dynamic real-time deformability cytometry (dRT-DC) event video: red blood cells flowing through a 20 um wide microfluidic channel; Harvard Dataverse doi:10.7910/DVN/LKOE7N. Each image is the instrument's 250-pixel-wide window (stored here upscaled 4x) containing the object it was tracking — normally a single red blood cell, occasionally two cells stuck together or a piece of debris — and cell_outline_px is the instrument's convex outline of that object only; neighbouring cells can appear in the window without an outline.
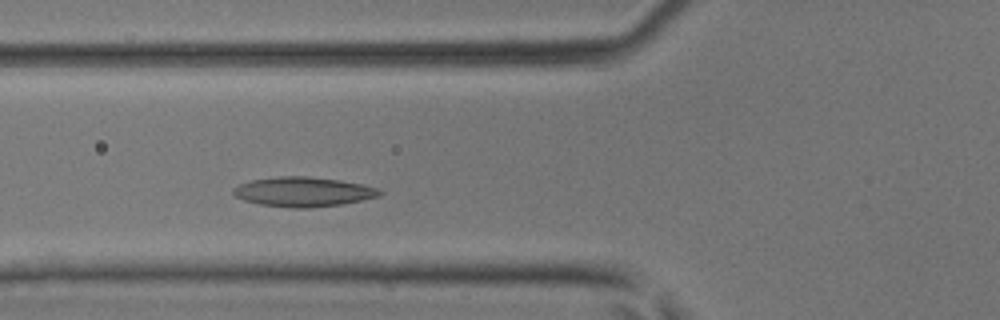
{"species": "common noctule bat (a hibernating species)", "species_latin": "Nyctalus noctula", "temperature_condition": "room temperature", "stored_images_in_passage": 40, "segment_of_instrument_passage": [1, 2], "camera_frame_rate_fps": 3000, "um_per_image_px": 0.085, "animal": {"sex": "male", "body_mass_g": 17.9, "forearm_length_mm": 54.2}, "frame": {"image": 1, "passage_image": 10, "time_ms": 3.0, "image_size_px": [1000, 320], "cell_outline_px": [[384, 192], [380, 196], [340, 204], [308, 208], [292, 208], [260, 204], [244, 200], [236, 196], [232, 192], [232, 188], [240, 184], [252, 180], [276, 176], [308, 176], [340, 180], [380, 188]], "centroid_in_image_um": [25.78, 16.29], "position_along_channel_um": 100.0, "area_um2": 25.2}}
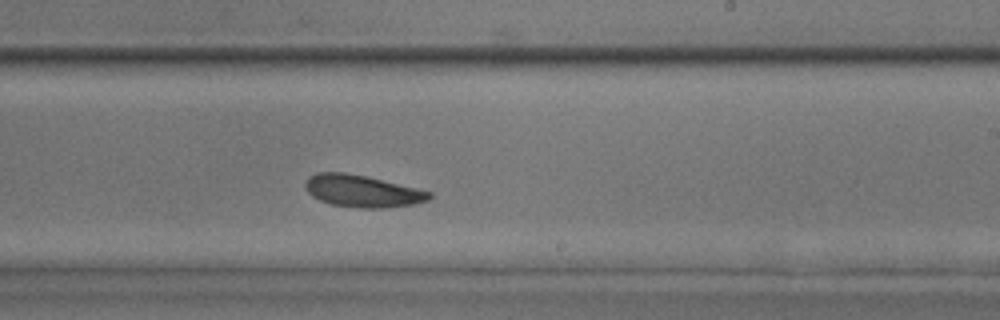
{"frame": {"image": 2, "passage_image": 21, "time_ms": 6.667, "image_size_px": [1000, 320], "cell_outline_px": [[432, 196], [428, 200], [416, 204], [384, 208], [356, 208], [332, 204], [320, 200], [312, 196], [308, 192], [304, 184], [316, 172], [344, 172], [368, 176], [432, 192]], "centroid_in_image_um": [30.82, 16.24], "position_along_channel_um": 258.2, "area_um2": 23.18}}
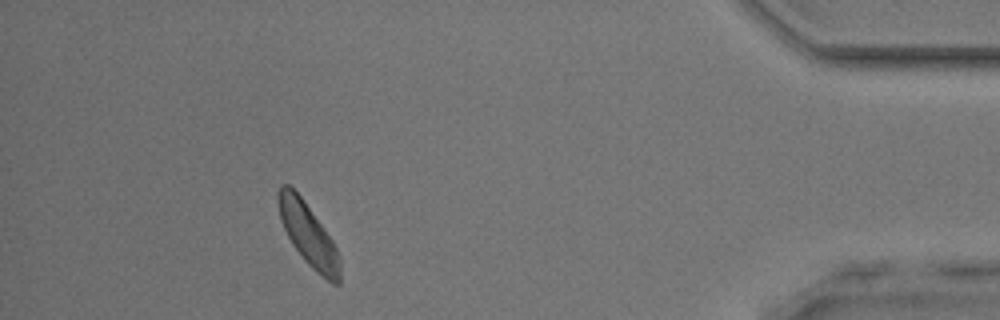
{"frame": {"image": 3, "passage_image": 35, "time_ms": 11.333, "image_size_px": [1000, 320], "cell_outline_px": [[340, 284], [332, 284], [316, 272], [304, 260], [292, 244], [280, 220], [276, 200], [276, 192], [280, 184], [288, 184], [300, 196], [324, 228], [332, 240], [340, 256]], "centroid_in_image_um": [26.18, 19.94], "position_along_channel_um": 409.0, "area_um2": 22.48}}